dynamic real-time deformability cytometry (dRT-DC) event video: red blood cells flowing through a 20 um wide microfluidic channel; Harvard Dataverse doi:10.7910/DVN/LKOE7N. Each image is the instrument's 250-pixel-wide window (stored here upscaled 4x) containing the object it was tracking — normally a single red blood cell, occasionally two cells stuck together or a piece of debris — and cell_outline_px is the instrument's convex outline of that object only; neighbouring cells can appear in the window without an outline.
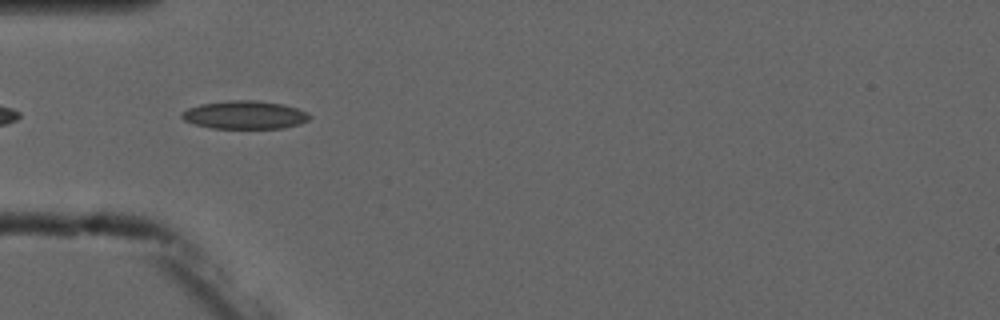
{"species": "common noctule bat (a hibernating species)", "species_latin": "Nyctalus noctula", "temperature_condition": "cold", "stored_images_in_passage": 3, "camera_frame_rate_fps": 3000, "um_per_image_px": 0.085, "animal": {"sex": "male", "forearm_length_mm": 52.5}, "frame": {"image": 1, "passage_image": 2, "time_ms": 1.0, "image_size_px": [1000, 320], "cell_outline_px": [[312, 116], [308, 120], [300, 124], [284, 128], [212, 128], [196, 124], [184, 120], [180, 116], [180, 112], [188, 108], [200, 104], [228, 100], [256, 100], [284, 104], [308, 112]], "centroid_in_image_um": [20.82, 9.76], "position_along_channel_um": 64.2, "area_um2": 21.1}}
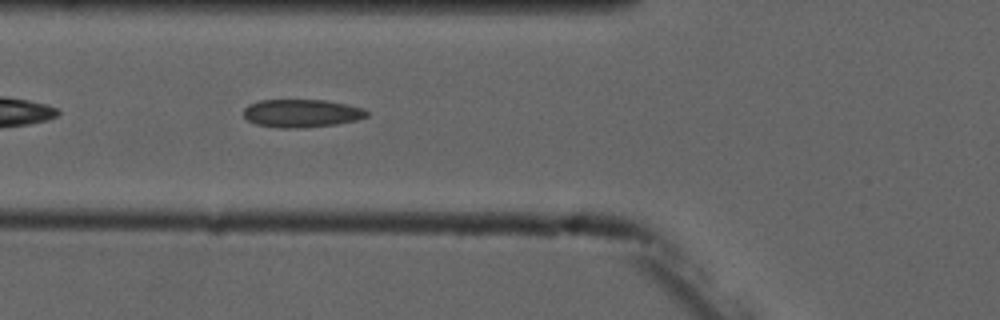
{"frame": {"image": 2, "passage_image": 3, "time_ms": 2.0, "image_size_px": [1000, 320], "cell_outline_px": [[368, 116], [356, 120], [336, 124], [300, 128], [280, 128], [256, 124], [248, 120], [244, 116], [244, 108], [248, 104], [260, 100], [324, 100], [348, 104], [364, 108], [368, 112]], "centroid_in_image_um": [25.64, 9.62], "position_along_channel_um": 100.2, "area_um2": 20.17}}